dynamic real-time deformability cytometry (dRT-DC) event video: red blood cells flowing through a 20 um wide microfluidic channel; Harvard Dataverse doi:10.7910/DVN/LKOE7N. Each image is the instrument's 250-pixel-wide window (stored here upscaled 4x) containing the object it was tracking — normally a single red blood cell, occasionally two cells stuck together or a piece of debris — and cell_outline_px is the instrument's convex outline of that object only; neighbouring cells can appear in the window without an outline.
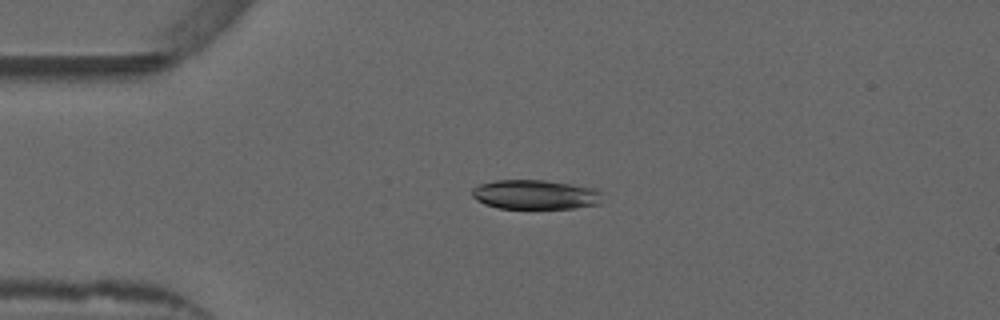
{"species": "common noctule bat (a hibernating species)", "species_latin": "Nyctalus noctula", "temperature_condition": "warm", "stored_images_in_passage": 38, "camera_frame_rate_fps": 3000, "um_per_image_px": 0.085, "animal": {"sex": "male", "forearm_length_mm": 52.5}, "frame": {"image": 1, "passage_image": 3, "time_ms": 0.667, "image_size_px": [1000, 320], "cell_outline_px": [[604, 192], [600, 204], [576, 208], [500, 208], [484, 204], [476, 200], [472, 196], [472, 188], [480, 184], [496, 180], [544, 180], [600, 188]], "centroid_in_image_um": [45.57, 16.53], "position_along_channel_um": 39.4, "area_um2": 22.72}}
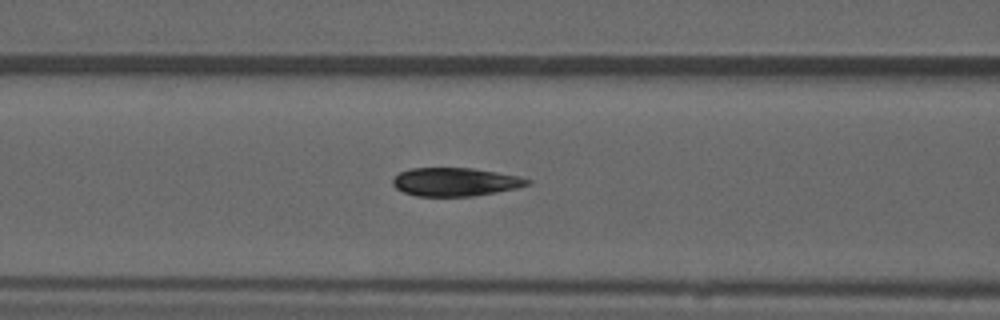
{"frame": {"image": 2, "passage_image": 12, "time_ms": 3.667, "image_size_px": [1000, 320], "cell_outline_px": [[532, 184], [516, 188], [496, 192], [472, 196], [416, 196], [404, 192], [396, 188], [392, 184], [392, 180], [400, 172], [412, 168], [472, 168], [520, 176], [532, 180]], "centroid_in_image_um": [38.72, 15.46], "position_along_channel_um": 127.9, "area_um2": 22.25}}
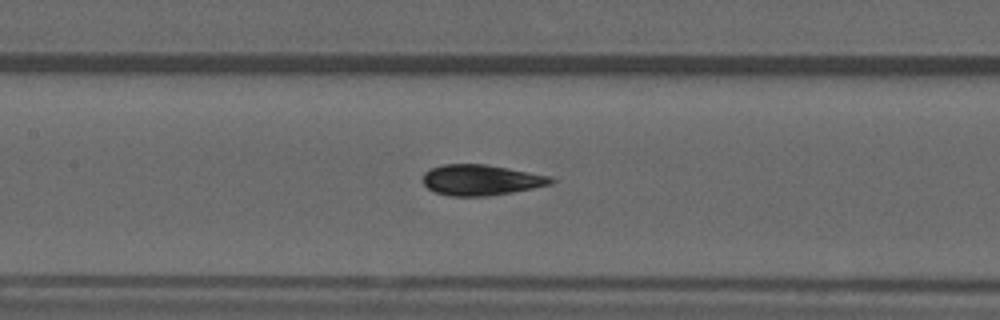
{"frame": {"image": 3, "passage_image": 15, "time_ms": 4.667, "image_size_px": [1000, 320], "cell_outline_px": [[556, 180], [552, 184], [512, 192], [488, 196], [448, 196], [436, 192], [428, 188], [424, 184], [424, 172], [432, 168], [444, 164], [484, 164], [508, 168], [552, 176]], "centroid_in_image_um": [40.91, 15.3], "position_along_channel_um": 166.5, "area_um2": 22.83}, "authors_computed_cell_mechanics": {"area_um2": 22.831, "velocity_mm_per_s": 3.8608, "shape_relaxation_time_tau1_ms": 5.294, "shape_relaxation_time_tau2_ms": 1.8975, "deformation_change_tau1": 0.1803, "deformation_change_tau2": 0.0808}}